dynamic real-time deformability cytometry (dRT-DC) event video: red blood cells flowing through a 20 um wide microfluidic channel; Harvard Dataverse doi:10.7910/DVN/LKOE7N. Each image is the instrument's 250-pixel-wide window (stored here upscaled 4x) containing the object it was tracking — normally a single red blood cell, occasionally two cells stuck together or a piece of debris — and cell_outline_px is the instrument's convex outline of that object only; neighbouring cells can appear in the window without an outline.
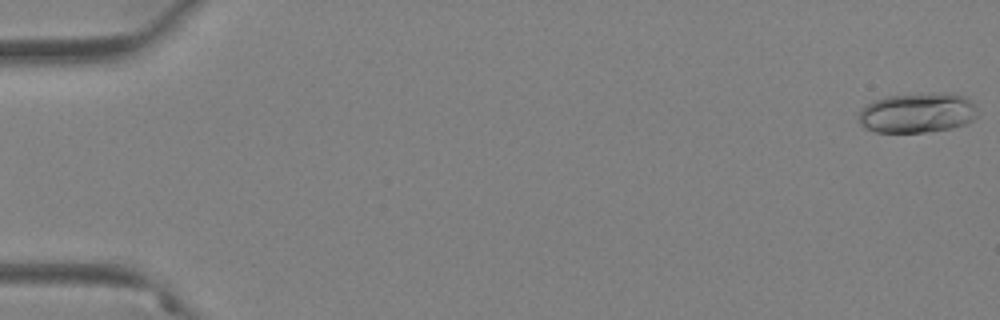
{"species": "Egyptian fruit bat (a non-hibernating species)", "species_latin": "Rousettus aegyptiacus", "temperature_condition": "warm", "stored_images_in_passage": 34, "camera_frame_rate_fps": 3000, "um_per_image_px": 0.085, "animal": {"sex": "female"}, "frame": {"image": 1, "passage_image": 1, "time_ms": 0.0, "image_size_px": [1000, 320], "cell_outline_px": [[976, 116], [972, 120], [964, 124], [952, 128], [924, 132], [876, 132], [864, 128], [860, 124], [860, 108], [876, 100], [888, 96], [932, 92], [944, 92], [964, 96], [976, 108]], "centroid_in_image_um": [77.96, 9.59], "position_along_channel_um": 7.0, "area_um2": 27.57}}
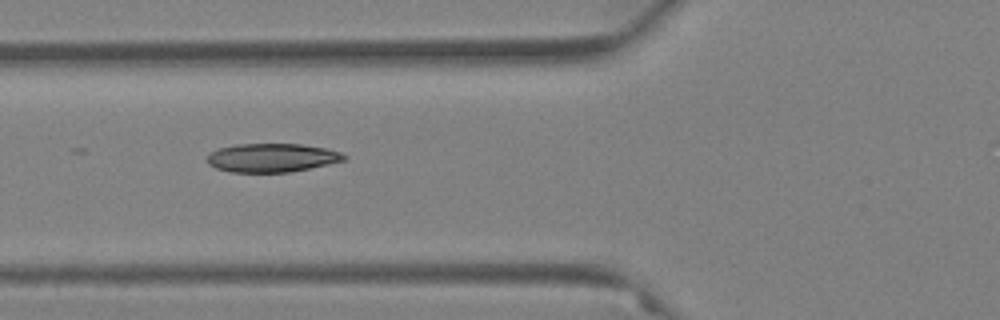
{"frame": {"image": 2, "passage_image": 23, "time_ms": 7.333, "image_size_px": [1000, 320], "cell_outline_px": [[348, 156], [344, 160], [308, 168], [288, 172], [232, 172], [216, 168], [208, 164], [208, 152], [220, 148], [236, 144], [300, 144], [328, 148], [340, 152]], "centroid_in_image_um": [23.1, 13.4], "position_along_channel_um": 102.7, "area_um2": 22.72}}
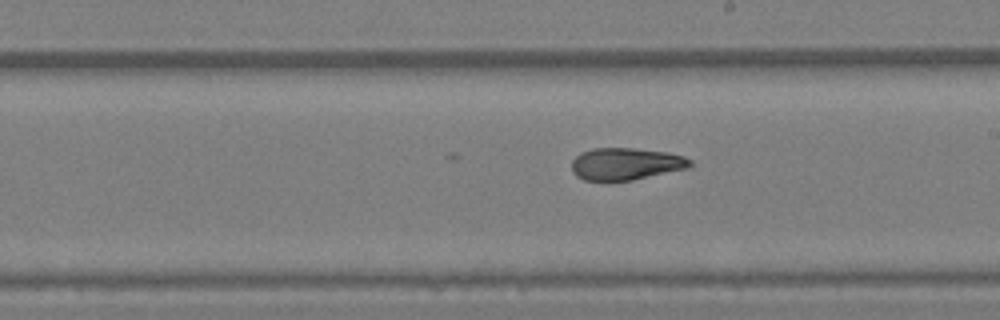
{"frame": {"image": 3, "passage_image": 34, "time_ms": 11.0, "image_size_px": [1000, 320], "cell_outline_px": [[692, 164], [688, 168], [632, 180], [584, 180], [576, 176], [572, 172], [572, 160], [580, 152], [592, 148], [632, 148], [668, 152], [684, 156], [692, 160]], "centroid_in_image_um": [53.19, 13.92], "position_along_channel_um": 235.8, "area_um2": 22.2}}